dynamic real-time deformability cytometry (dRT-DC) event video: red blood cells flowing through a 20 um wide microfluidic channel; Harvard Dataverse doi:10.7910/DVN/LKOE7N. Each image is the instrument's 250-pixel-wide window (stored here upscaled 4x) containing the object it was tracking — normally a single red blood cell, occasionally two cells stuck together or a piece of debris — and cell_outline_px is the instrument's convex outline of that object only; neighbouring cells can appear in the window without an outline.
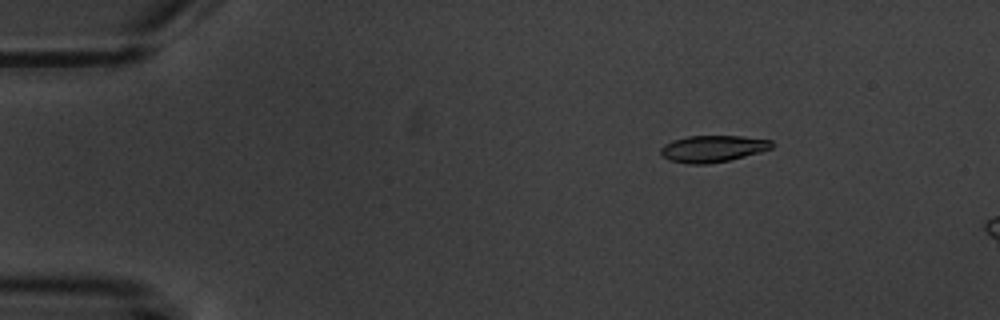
{"species": "common noctule bat (a hibernating species)", "species_latin": "Nyctalus noctula", "temperature_condition": "warm", "stored_images_in_passage": 5, "camera_frame_rate_fps": 3000, "um_per_image_px": 0.085, "animal": {"sex": "male", "body_mass_g": 20.1, "forearm_length_mm": 53.5}, "frame": {"image": 1, "passage_image": 3, "time_ms": 2.333, "image_size_px": [1000, 320], "cell_outline_px": [[776, 144], [772, 148], [760, 152], [728, 160], [708, 164], [688, 164], [668, 160], [660, 152], [660, 148], [664, 144], [672, 140], [688, 136], [740, 136], [772, 140]], "centroid_in_image_um": [60.59, 12.63], "position_along_channel_um": 24.4, "area_um2": 17.34}}